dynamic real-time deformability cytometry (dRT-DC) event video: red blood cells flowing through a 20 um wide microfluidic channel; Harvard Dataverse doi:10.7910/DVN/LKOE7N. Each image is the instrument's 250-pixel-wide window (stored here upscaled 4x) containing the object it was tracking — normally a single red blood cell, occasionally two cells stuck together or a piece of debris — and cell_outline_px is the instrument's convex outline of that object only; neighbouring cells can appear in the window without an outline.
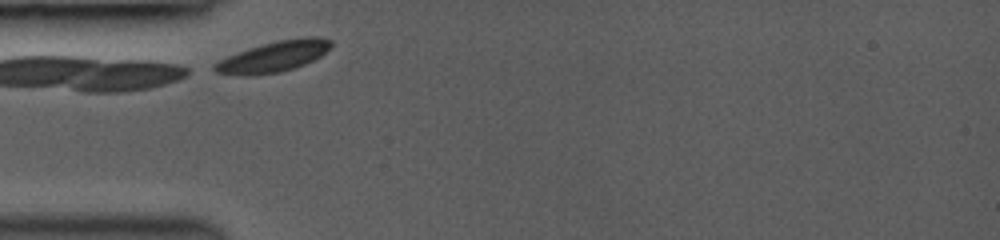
{"species": "common noctule bat (a hibernating species)", "species_latin": "Nyctalus noctula", "temperature_condition": "room temperature", "stored_images_in_passage": 10, "camera_frame_rate_fps": 3000, "um_per_image_px": 0.085, "animal": {"sex": "female", "body_mass_g": 19.0, "forearm_length_mm": 53.3}, "frame": {"image": 1, "passage_image": 1, "time_ms": 0.0, "image_size_px": [1000, 240], "cell_outline_px": [[332, 48], [320, 56], [304, 64], [280, 72], [252, 76], [240, 76], [216, 72], [212, 68], [212, 64], [228, 56], [248, 48], [280, 40], [308, 36], [316, 36], [332, 40]], "centroid_in_image_um": [23.26, 4.81], "position_along_channel_um": 61.7, "area_um2": 20.87}}
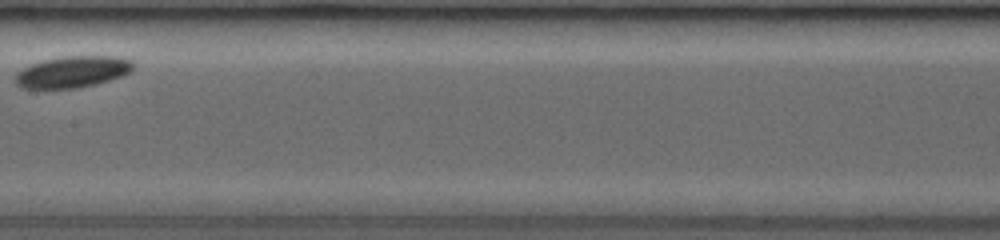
{"frame": {"image": 2, "passage_image": 6, "time_ms": 3.667, "image_size_px": [1000, 240], "cell_outline_px": [[136, 64], [132, 72], [124, 76], [96, 84], [76, 88], [20, 88], [16, 84], [16, 76], [24, 68], [32, 64], [44, 60], [64, 56], [116, 56], [132, 60]], "centroid_in_image_um": [6.27, 6.1], "position_along_channel_um": 201.1, "area_um2": 21.68}}
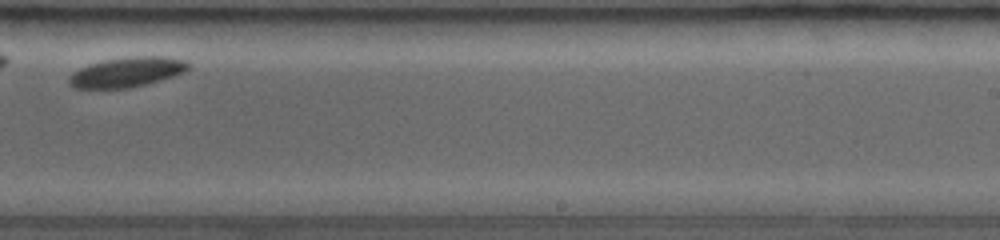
{"frame": {"image": 3, "passage_image": 9, "time_ms": 5.667, "image_size_px": [1000, 240], "cell_outline_px": [[188, 68], [184, 72], [160, 80], [128, 88], [72, 88], [68, 84], [68, 80], [80, 68], [104, 60], [132, 56], [168, 56], [188, 60]], "centroid_in_image_um": [10.83, 6.12], "position_along_channel_um": 278.2, "area_um2": 20.52}}